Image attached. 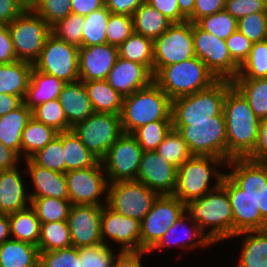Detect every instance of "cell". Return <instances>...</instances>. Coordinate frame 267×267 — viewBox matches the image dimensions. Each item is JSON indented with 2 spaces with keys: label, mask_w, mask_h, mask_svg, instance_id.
<instances>
[{
  "label": "cell",
  "mask_w": 267,
  "mask_h": 267,
  "mask_svg": "<svg viewBox=\"0 0 267 267\" xmlns=\"http://www.w3.org/2000/svg\"><path fill=\"white\" fill-rule=\"evenodd\" d=\"M223 113L226 122L227 162L233 158H247L256 146L261 119L234 86L226 92Z\"/></svg>",
  "instance_id": "cell-1"
},
{
  "label": "cell",
  "mask_w": 267,
  "mask_h": 267,
  "mask_svg": "<svg viewBox=\"0 0 267 267\" xmlns=\"http://www.w3.org/2000/svg\"><path fill=\"white\" fill-rule=\"evenodd\" d=\"M185 213L199 225L213 244L233 238V211L227 191L221 185L204 196L187 202ZM207 227H211L209 232Z\"/></svg>",
  "instance_id": "cell-2"
},
{
  "label": "cell",
  "mask_w": 267,
  "mask_h": 267,
  "mask_svg": "<svg viewBox=\"0 0 267 267\" xmlns=\"http://www.w3.org/2000/svg\"><path fill=\"white\" fill-rule=\"evenodd\" d=\"M172 99L153 81L148 87L123 97L120 114L123 133L157 120H172Z\"/></svg>",
  "instance_id": "cell-3"
},
{
  "label": "cell",
  "mask_w": 267,
  "mask_h": 267,
  "mask_svg": "<svg viewBox=\"0 0 267 267\" xmlns=\"http://www.w3.org/2000/svg\"><path fill=\"white\" fill-rule=\"evenodd\" d=\"M218 79L198 57L162 67L153 81L173 100L210 87Z\"/></svg>",
  "instance_id": "cell-4"
},
{
  "label": "cell",
  "mask_w": 267,
  "mask_h": 267,
  "mask_svg": "<svg viewBox=\"0 0 267 267\" xmlns=\"http://www.w3.org/2000/svg\"><path fill=\"white\" fill-rule=\"evenodd\" d=\"M226 163L217 157L192 156L177 168V184L173 195L186 204L217 189L226 174L219 172L217 166ZM212 176L216 178L214 186L209 185Z\"/></svg>",
  "instance_id": "cell-5"
},
{
  "label": "cell",
  "mask_w": 267,
  "mask_h": 267,
  "mask_svg": "<svg viewBox=\"0 0 267 267\" xmlns=\"http://www.w3.org/2000/svg\"><path fill=\"white\" fill-rule=\"evenodd\" d=\"M233 86L231 80L218 79L210 87L172 100V122L211 121L223 112L226 92Z\"/></svg>",
  "instance_id": "cell-6"
},
{
  "label": "cell",
  "mask_w": 267,
  "mask_h": 267,
  "mask_svg": "<svg viewBox=\"0 0 267 267\" xmlns=\"http://www.w3.org/2000/svg\"><path fill=\"white\" fill-rule=\"evenodd\" d=\"M193 156H212L227 162V138L224 113L211 117V121L172 122Z\"/></svg>",
  "instance_id": "cell-7"
},
{
  "label": "cell",
  "mask_w": 267,
  "mask_h": 267,
  "mask_svg": "<svg viewBox=\"0 0 267 267\" xmlns=\"http://www.w3.org/2000/svg\"><path fill=\"white\" fill-rule=\"evenodd\" d=\"M7 26L16 59L34 64L51 34V27L33 9H25Z\"/></svg>",
  "instance_id": "cell-8"
},
{
  "label": "cell",
  "mask_w": 267,
  "mask_h": 267,
  "mask_svg": "<svg viewBox=\"0 0 267 267\" xmlns=\"http://www.w3.org/2000/svg\"><path fill=\"white\" fill-rule=\"evenodd\" d=\"M107 205L124 216L142 221L159 194L136 180L108 182Z\"/></svg>",
  "instance_id": "cell-9"
},
{
  "label": "cell",
  "mask_w": 267,
  "mask_h": 267,
  "mask_svg": "<svg viewBox=\"0 0 267 267\" xmlns=\"http://www.w3.org/2000/svg\"><path fill=\"white\" fill-rule=\"evenodd\" d=\"M72 130L85 147L101 160L109 148L123 134L120 115L93 113Z\"/></svg>",
  "instance_id": "cell-10"
},
{
  "label": "cell",
  "mask_w": 267,
  "mask_h": 267,
  "mask_svg": "<svg viewBox=\"0 0 267 267\" xmlns=\"http://www.w3.org/2000/svg\"><path fill=\"white\" fill-rule=\"evenodd\" d=\"M185 213V204L173 194L159 195L140 222L141 250L150 251Z\"/></svg>",
  "instance_id": "cell-11"
},
{
  "label": "cell",
  "mask_w": 267,
  "mask_h": 267,
  "mask_svg": "<svg viewBox=\"0 0 267 267\" xmlns=\"http://www.w3.org/2000/svg\"><path fill=\"white\" fill-rule=\"evenodd\" d=\"M154 75L164 66L181 63L195 57L193 23H173L162 35L153 40Z\"/></svg>",
  "instance_id": "cell-12"
},
{
  "label": "cell",
  "mask_w": 267,
  "mask_h": 267,
  "mask_svg": "<svg viewBox=\"0 0 267 267\" xmlns=\"http://www.w3.org/2000/svg\"><path fill=\"white\" fill-rule=\"evenodd\" d=\"M33 66L64 83L79 80V48L50 34Z\"/></svg>",
  "instance_id": "cell-13"
},
{
  "label": "cell",
  "mask_w": 267,
  "mask_h": 267,
  "mask_svg": "<svg viewBox=\"0 0 267 267\" xmlns=\"http://www.w3.org/2000/svg\"><path fill=\"white\" fill-rule=\"evenodd\" d=\"M193 44L195 56L206 64L217 79L232 81L237 77L240 66L231 58L226 40L193 23Z\"/></svg>",
  "instance_id": "cell-14"
},
{
  "label": "cell",
  "mask_w": 267,
  "mask_h": 267,
  "mask_svg": "<svg viewBox=\"0 0 267 267\" xmlns=\"http://www.w3.org/2000/svg\"><path fill=\"white\" fill-rule=\"evenodd\" d=\"M65 174L68 189V199L72 205L107 204L108 180L99 160L94 166L67 171ZM104 201L101 195H105Z\"/></svg>",
  "instance_id": "cell-15"
},
{
  "label": "cell",
  "mask_w": 267,
  "mask_h": 267,
  "mask_svg": "<svg viewBox=\"0 0 267 267\" xmlns=\"http://www.w3.org/2000/svg\"><path fill=\"white\" fill-rule=\"evenodd\" d=\"M142 153L138 141L123 133L100 160L108 182L136 180Z\"/></svg>",
  "instance_id": "cell-16"
},
{
  "label": "cell",
  "mask_w": 267,
  "mask_h": 267,
  "mask_svg": "<svg viewBox=\"0 0 267 267\" xmlns=\"http://www.w3.org/2000/svg\"><path fill=\"white\" fill-rule=\"evenodd\" d=\"M226 166L232 168L226 175L254 201L267 222V163L233 158Z\"/></svg>",
  "instance_id": "cell-17"
},
{
  "label": "cell",
  "mask_w": 267,
  "mask_h": 267,
  "mask_svg": "<svg viewBox=\"0 0 267 267\" xmlns=\"http://www.w3.org/2000/svg\"><path fill=\"white\" fill-rule=\"evenodd\" d=\"M103 206L72 205L67 218L72 246L91 247L102 243L101 215Z\"/></svg>",
  "instance_id": "cell-18"
},
{
  "label": "cell",
  "mask_w": 267,
  "mask_h": 267,
  "mask_svg": "<svg viewBox=\"0 0 267 267\" xmlns=\"http://www.w3.org/2000/svg\"><path fill=\"white\" fill-rule=\"evenodd\" d=\"M100 230L103 244H108L107 237L120 244V251L141 250L140 221L115 212L107 204L102 209Z\"/></svg>",
  "instance_id": "cell-19"
},
{
  "label": "cell",
  "mask_w": 267,
  "mask_h": 267,
  "mask_svg": "<svg viewBox=\"0 0 267 267\" xmlns=\"http://www.w3.org/2000/svg\"><path fill=\"white\" fill-rule=\"evenodd\" d=\"M221 186L227 191L233 211V237L245 231L267 229V222L262 218L254 201L226 174Z\"/></svg>",
  "instance_id": "cell-20"
},
{
  "label": "cell",
  "mask_w": 267,
  "mask_h": 267,
  "mask_svg": "<svg viewBox=\"0 0 267 267\" xmlns=\"http://www.w3.org/2000/svg\"><path fill=\"white\" fill-rule=\"evenodd\" d=\"M136 181L159 195L173 194L177 184V168L156 151H143Z\"/></svg>",
  "instance_id": "cell-21"
},
{
  "label": "cell",
  "mask_w": 267,
  "mask_h": 267,
  "mask_svg": "<svg viewBox=\"0 0 267 267\" xmlns=\"http://www.w3.org/2000/svg\"><path fill=\"white\" fill-rule=\"evenodd\" d=\"M119 57L118 47L108 43L79 48V80H105Z\"/></svg>",
  "instance_id": "cell-22"
},
{
  "label": "cell",
  "mask_w": 267,
  "mask_h": 267,
  "mask_svg": "<svg viewBox=\"0 0 267 267\" xmlns=\"http://www.w3.org/2000/svg\"><path fill=\"white\" fill-rule=\"evenodd\" d=\"M153 77L145 65L118 57L106 80L119 94L126 97L148 87L153 82Z\"/></svg>",
  "instance_id": "cell-23"
},
{
  "label": "cell",
  "mask_w": 267,
  "mask_h": 267,
  "mask_svg": "<svg viewBox=\"0 0 267 267\" xmlns=\"http://www.w3.org/2000/svg\"><path fill=\"white\" fill-rule=\"evenodd\" d=\"M26 170L33 183L34 192L28 193L30 198L52 197L68 199L67 181L64 173L43 168L30 158L24 159Z\"/></svg>",
  "instance_id": "cell-24"
},
{
  "label": "cell",
  "mask_w": 267,
  "mask_h": 267,
  "mask_svg": "<svg viewBox=\"0 0 267 267\" xmlns=\"http://www.w3.org/2000/svg\"><path fill=\"white\" fill-rule=\"evenodd\" d=\"M58 100L71 128L94 113L87 89L81 80L65 83Z\"/></svg>",
  "instance_id": "cell-25"
},
{
  "label": "cell",
  "mask_w": 267,
  "mask_h": 267,
  "mask_svg": "<svg viewBox=\"0 0 267 267\" xmlns=\"http://www.w3.org/2000/svg\"><path fill=\"white\" fill-rule=\"evenodd\" d=\"M19 169L0 171V213L11 214L30 206V196L26 194ZM29 204V205H28Z\"/></svg>",
  "instance_id": "cell-26"
},
{
  "label": "cell",
  "mask_w": 267,
  "mask_h": 267,
  "mask_svg": "<svg viewBox=\"0 0 267 267\" xmlns=\"http://www.w3.org/2000/svg\"><path fill=\"white\" fill-rule=\"evenodd\" d=\"M188 220H191V218L187 215V213H184L170 228H168L167 232L164 233V235L161 237V239L158 241V243L149 251H154V249H162L164 247L168 246H179L182 249H196L197 247H206L208 248L213 243L211 240L201 231L198 224H196L194 221H191V228L188 227L187 224H185ZM185 227L183 230L182 228ZM188 227V228H187ZM179 228V229H178ZM187 228V229H186ZM186 231L183 232L185 235L179 234V230ZM183 238V239H182ZM185 241V242H184Z\"/></svg>",
  "instance_id": "cell-27"
},
{
  "label": "cell",
  "mask_w": 267,
  "mask_h": 267,
  "mask_svg": "<svg viewBox=\"0 0 267 267\" xmlns=\"http://www.w3.org/2000/svg\"><path fill=\"white\" fill-rule=\"evenodd\" d=\"M64 84L62 80L43 73L33 66L27 91L23 99L24 104L32 111L44 102L58 99Z\"/></svg>",
  "instance_id": "cell-28"
},
{
  "label": "cell",
  "mask_w": 267,
  "mask_h": 267,
  "mask_svg": "<svg viewBox=\"0 0 267 267\" xmlns=\"http://www.w3.org/2000/svg\"><path fill=\"white\" fill-rule=\"evenodd\" d=\"M32 117V111L23 103L0 117V142L21 157L22 131Z\"/></svg>",
  "instance_id": "cell-29"
},
{
  "label": "cell",
  "mask_w": 267,
  "mask_h": 267,
  "mask_svg": "<svg viewBox=\"0 0 267 267\" xmlns=\"http://www.w3.org/2000/svg\"><path fill=\"white\" fill-rule=\"evenodd\" d=\"M36 245L10 238L0 245V267H39Z\"/></svg>",
  "instance_id": "cell-30"
},
{
  "label": "cell",
  "mask_w": 267,
  "mask_h": 267,
  "mask_svg": "<svg viewBox=\"0 0 267 267\" xmlns=\"http://www.w3.org/2000/svg\"><path fill=\"white\" fill-rule=\"evenodd\" d=\"M95 113H111L120 115L123 96L119 94L107 80L83 82Z\"/></svg>",
  "instance_id": "cell-31"
},
{
  "label": "cell",
  "mask_w": 267,
  "mask_h": 267,
  "mask_svg": "<svg viewBox=\"0 0 267 267\" xmlns=\"http://www.w3.org/2000/svg\"><path fill=\"white\" fill-rule=\"evenodd\" d=\"M32 68L33 64L19 60L0 64V94L7 93L24 99Z\"/></svg>",
  "instance_id": "cell-32"
},
{
  "label": "cell",
  "mask_w": 267,
  "mask_h": 267,
  "mask_svg": "<svg viewBox=\"0 0 267 267\" xmlns=\"http://www.w3.org/2000/svg\"><path fill=\"white\" fill-rule=\"evenodd\" d=\"M173 23L150 4L143 3L133 14L134 33L155 40Z\"/></svg>",
  "instance_id": "cell-33"
},
{
  "label": "cell",
  "mask_w": 267,
  "mask_h": 267,
  "mask_svg": "<svg viewBox=\"0 0 267 267\" xmlns=\"http://www.w3.org/2000/svg\"><path fill=\"white\" fill-rule=\"evenodd\" d=\"M245 234L241 259L236 267H267V229L245 231L235 236Z\"/></svg>",
  "instance_id": "cell-34"
},
{
  "label": "cell",
  "mask_w": 267,
  "mask_h": 267,
  "mask_svg": "<svg viewBox=\"0 0 267 267\" xmlns=\"http://www.w3.org/2000/svg\"><path fill=\"white\" fill-rule=\"evenodd\" d=\"M12 239L38 245L41 222L31 206L8 215Z\"/></svg>",
  "instance_id": "cell-35"
},
{
  "label": "cell",
  "mask_w": 267,
  "mask_h": 267,
  "mask_svg": "<svg viewBox=\"0 0 267 267\" xmlns=\"http://www.w3.org/2000/svg\"><path fill=\"white\" fill-rule=\"evenodd\" d=\"M66 172L94 166L99 159L91 153L73 130L62 132Z\"/></svg>",
  "instance_id": "cell-36"
},
{
  "label": "cell",
  "mask_w": 267,
  "mask_h": 267,
  "mask_svg": "<svg viewBox=\"0 0 267 267\" xmlns=\"http://www.w3.org/2000/svg\"><path fill=\"white\" fill-rule=\"evenodd\" d=\"M119 57L145 65L154 76L153 40L132 33L119 47Z\"/></svg>",
  "instance_id": "cell-37"
},
{
  "label": "cell",
  "mask_w": 267,
  "mask_h": 267,
  "mask_svg": "<svg viewBox=\"0 0 267 267\" xmlns=\"http://www.w3.org/2000/svg\"><path fill=\"white\" fill-rule=\"evenodd\" d=\"M232 84L245 97L258 118H267V77L233 79Z\"/></svg>",
  "instance_id": "cell-38"
},
{
  "label": "cell",
  "mask_w": 267,
  "mask_h": 267,
  "mask_svg": "<svg viewBox=\"0 0 267 267\" xmlns=\"http://www.w3.org/2000/svg\"><path fill=\"white\" fill-rule=\"evenodd\" d=\"M58 134L53 128L31 117L22 131L21 156L30 158ZM23 153V155H22Z\"/></svg>",
  "instance_id": "cell-39"
},
{
  "label": "cell",
  "mask_w": 267,
  "mask_h": 267,
  "mask_svg": "<svg viewBox=\"0 0 267 267\" xmlns=\"http://www.w3.org/2000/svg\"><path fill=\"white\" fill-rule=\"evenodd\" d=\"M72 246L67 221L41 223L39 251H54Z\"/></svg>",
  "instance_id": "cell-40"
},
{
  "label": "cell",
  "mask_w": 267,
  "mask_h": 267,
  "mask_svg": "<svg viewBox=\"0 0 267 267\" xmlns=\"http://www.w3.org/2000/svg\"><path fill=\"white\" fill-rule=\"evenodd\" d=\"M30 200V206L41 223L67 221L72 206L69 199L43 197Z\"/></svg>",
  "instance_id": "cell-41"
},
{
  "label": "cell",
  "mask_w": 267,
  "mask_h": 267,
  "mask_svg": "<svg viewBox=\"0 0 267 267\" xmlns=\"http://www.w3.org/2000/svg\"><path fill=\"white\" fill-rule=\"evenodd\" d=\"M111 12L104 6L84 17L82 47L106 43V30Z\"/></svg>",
  "instance_id": "cell-42"
},
{
  "label": "cell",
  "mask_w": 267,
  "mask_h": 267,
  "mask_svg": "<svg viewBox=\"0 0 267 267\" xmlns=\"http://www.w3.org/2000/svg\"><path fill=\"white\" fill-rule=\"evenodd\" d=\"M156 152L176 168L193 156L181 134L174 128L166 134Z\"/></svg>",
  "instance_id": "cell-43"
},
{
  "label": "cell",
  "mask_w": 267,
  "mask_h": 267,
  "mask_svg": "<svg viewBox=\"0 0 267 267\" xmlns=\"http://www.w3.org/2000/svg\"><path fill=\"white\" fill-rule=\"evenodd\" d=\"M267 77V40L253 43L248 58L240 66L234 79H256Z\"/></svg>",
  "instance_id": "cell-44"
},
{
  "label": "cell",
  "mask_w": 267,
  "mask_h": 267,
  "mask_svg": "<svg viewBox=\"0 0 267 267\" xmlns=\"http://www.w3.org/2000/svg\"><path fill=\"white\" fill-rule=\"evenodd\" d=\"M30 159L43 168L66 173L62 132L58 133L43 149L32 155Z\"/></svg>",
  "instance_id": "cell-45"
},
{
  "label": "cell",
  "mask_w": 267,
  "mask_h": 267,
  "mask_svg": "<svg viewBox=\"0 0 267 267\" xmlns=\"http://www.w3.org/2000/svg\"><path fill=\"white\" fill-rule=\"evenodd\" d=\"M172 128V120H157L137 128L131 135L138 141L143 151H156Z\"/></svg>",
  "instance_id": "cell-46"
},
{
  "label": "cell",
  "mask_w": 267,
  "mask_h": 267,
  "mask_svg": "<svg viewBox=\"0 0 267 267\" xmlns=\"http://www.w3.org/2000/svg\"><path fill=\"white\" fill-rule=\"evenodd\" d=\"M32 117L58 133L72 130L64 115L63 108L58 99H53L38 105L32 110Z\"/></svg>",
  "instance_id": "cell-47"
},
{
  "label": "cell",
  "mask_w": 267,
  "mask_h": 267,
  "mask_svg": "<svg viewBox=\"0 0 267 267\" xmlns=\"http://www.w3.org/2000/svg\"><path fill=\"white\" fill-rule=\"evenodd\" d=\"M84 25L83 16L70 13L51 27V34L61 41L80 48L82 47Z\"/></svg>",
  "instance_id": "cell-48"
},
{
  "label": "cell",
  "mask_w": 267,
  "mask_h": 267,
  "mask_svg": "<svg viewBox=\"0 0 267 267\" xmlns=\"http://www.w3.org/2000/svg\"><path fill=\"white\" fill-rule=\"evenodd\" d=\"M196 24L214 36L226 40L232 33L237 31L238 20L226 10L199 19Z\"/></svg>",
  "instance_id": "cell-49"
},
{
  "label": "cell",
  "mask_w": 267,
  "mask_h": 267,
  "mask_svg": "<svg viewBox=\"0 0 267 267\" xmlns=\"http://www.w3.org/2000/svg\"><path fill=\"white\" fill-rule=\"evenodd\" d=\"M39 252V267H81L79 249L74 246Z\"/></svg>",
  "instance_id": "cell-50"
},
{
  "label": "cell",
  "mask_w": 267,
  "mask_h": 267,
  "mask_svg": "<svg viewBox=\"0 0 267 267\" xmlns=\"http://www.w3.org/2000/svg\"><path fill=\"white\" fill-rule=\"evenodd\" d=\"M132 33H134L133 16L110 14L106 43L119 47Z\"/></svg>",
  "instance_id": "cell-51"
},
{
  "label": "cell",
  "mask_w": 267,
  "mask_h": 267,
  "mask_svg": "<svg viewBox=\"0 0 267 267\" xmlns=\"http://www.w3.org/2000/svg\"><path fill=\"white\" fill-rule=\"evenodd\" d=\"M237 30L252 43L267 40V13H252L238 19Z\"/></svg>",
  "instance_id": "cell-52"
},
{
  "label": "cell",
  "mask_w": 267,
  "mask_h": 267,
  "mask_svg": "<svg viewBox=\"0 0 267 267\" xmlns=\"http://www.w3.org/2000/svg\"><path fill=\"white\" fill-rule=\"evenodd\" d=\"M109 244L79 248L81 267H112L116 255Z\"/></svg>",
  "instance_id": "cell-53"
},
{
  "label": "cell",
  "mask_w": 267,
  "mask_h": 267,
  "mask_svg": "<svg viewBox=\"0 0 267 267\" xmlns=\"http://www.w3.org/2000/svg\"><path fill=\"white\" fill-rule=\"evenodd\" d=\"M33 10L52 27L71 12V0H40Z\"/></svg>",
  "instance_id": "cell-54"
},
{
  "label": "cell",
  "mask_w": 267,
  "mask_h": 267,
  "mask_svg": "<svg viewBox=\"0 0 267 267\" xmlns=\"http://www.w3.org/2000/svg\"><path fill=\"white\" fill-rule=\"evenodd\" d=\"M224 10L238 20L252 13H267V0H226Z\"/></svg>",
  "instance_id": "cell-55"
},
{
  "label": "cell",
  "mask_w": 267,
  "mask_h": 267,
  "mask_svg": "<svg viewBox=\"0 0 267 267\" xmlns=\"http://www.w3.org/2000/svg\"><path fill=\"white\" fill-rule=\"evenodd\" d=\"M227 48L231 58L241 66L248 58L253 43L238 30L226 39Z\"/></svg>",
  "instance_id": "cell-56"
},
{
  "label": "cell",
  "mask_w": 267,
  "mask_h": 267,
  "mask_svg": "<svg viewBox=\"0 0 267 267\" xmlns=\"http://www.w3.org/2000/svg\"><path fill=\"white\" fill-rule=\"evenodd\" d=\"M226 0H195L194 11L187 21L196 23L199 19L225 9Z\"/></svg>",
  "instance_id": "cell-57"
},
{
  "label": "cell",
  "mask_w": 267,
  "mask_h": 267,
  "mask_svg": "<svg viewBox=\"0 0 267 267\" xmlns=\"http://www.w3.org/2000/svg\"><path fill=\"white\" fill-rule=\"evenodd\" d=\"M148 4L157 9L172 23H183L187 18L180 12L178 0H147Z\"/></svg>",
  "instance_id": "cell-58"
},
{
  "label": "cell",
  "mask_w": 267,
  "mask_h": 267,
  "mask_svg": "<svg viewBox=\"0 0 267 267\" xmlns=\"http://www.w3.org/2000/svg\"><path fill=\"white\" fill-rule=\"evenodd\" d=\"M247 159L267 163V118L260 120L258 140L253 152Z\"/></svg>",
  "instance_id": "cell-59"
},
{
  "label": "cell",
  "mask_w": 267,
  "mask_h": 267,
  "mask_svg": "<svg viewBox=\"0 0 267 267\" xmlns=\"http://www.w3.org/2000/svg\"><path fill=\"white\" fill-rule=\"evenodd\" d=\"M17 61L12 38L7 25H0V64Z\"/></svg>",
  "instance_id": "cell-60"
},
{
  "label": "cell",
  "mask_w": 267,
  "mask_h": 267,
  "mask_svg": "<svg viewBox=\"0 0 267 267\" xmlns=\"http://www.w3.org/2000/svg\"><path fill=\"white\" fill-rule=\"evenodd\" d=\"M147 0H105V7L112 14L133 16L136 9Z\"/></svg>",
  "instance_id": "cell-61"
},
{
  "label": "cell",
  "mask_w": 267,
  "mask_h": 267,
  "mask_svg": "<svg viewBox=\"0 0 267 267\" xmlns=\"http://www.w3.org/2000/svg\"><path fill=\"white\" fill-rule=\"evenodd\" d=\"M24 10L19 0H0V25H8Z\"/></svg>",
  "instance_id": "cell-62"
},
{
  "label": "cell",
  "mask_w": 267,
  "mask_h": 267,
  "mask_svg": "<svg viewBox=\"0 0 267 267\" xmlns=\"http://www.w3.org/2000/svg\"><path fill=\"white\" fill-rule=\"evenodd\" d=\"M148 251H119L112 261V267H143L142 255Z\"/></svg>",
  "instance_id": "cell-63"
},
{
  "label": "cell",
  "mask_w": 267,
  "mask_h": 267,
  "mask_svg": "<svg viewBox=\"0 0 267 267\" xmlns=\"http://www.w3.org/2000/svg\"><path fill=\"white\" fill-rule=\"evenodd\" d=\"M104 6L105 0H71V12L83 17Z\"/></svg>",
  "instance_id": "cell-64"
},
{
  "label": "cell",
  "mask_w": 267,
  "mask_h": 267,
  "mask_svg": "<svg viewBox=\"0 0 267 267\" xmlns=\"http://www.w3.org/2000/svg\"><path fill=\"white\" fill-rule=\"evenodd\" d=\"M20 156L0 142V171L17 167Z\"/></svg>",
  "instance_id": "cell-65"
},
{
  "label": "cell",
  "mask_w": 267,
  "mask_h": 267,
  "mask_svg": "<svg viewBox=\"0 0 267 267\" xmlns=\"http://www.w3.org/2000/svg\"><path fill=\"white\" fill-rule=\"evenodd\" d=\"M23 103L24 100L20 96L7 93L0 94V117L20 107Z\"/></svg>",
  "instance_id": "cell-66"
},
{
  "label": "cell",
  "mask_w": 267,
  "mask_h": 267,
  "mask_svg": "<svg viewBox=\"0 0 267 267\" xmlns=\"http://www.w3.org/2000/svg\"><path fill=\"white\" fill-rule=\"evenodd\" d=\"M10 236L9 217L7 214L0 213V245L12 238Z\"/></svg>",
  "instance_id": "cell-67"
},
{
  "label": "cell",
  "mask_w": 267,
  "mask_h": 267,
  "mask_svg": "<svg viewBox=\"0 0 267 267\" xmlns=\"http://www.w3.org/2000/svg\"><path fill=\"white\" fill-rule=\"evenodd\" d=\"M180 12L188 18L194 11L195 0H178Z\"/></svg>",
  "instance_id": "cell-68"
},
{
  "label": "cell",
  "mask_w": 267,
  "mask_h": 267,
  "mask_svg": "<svg viewBox=\"0 0 267 267\" xmlns=\"http://www.w3.org/2000/svg\"><path fill=\"white\" fill-rule=\"evenodd\" d=\"M40 0H19L25 9H33Z\"/></svg>",
  "instance_id": "cell-69"
}]
</instances>
